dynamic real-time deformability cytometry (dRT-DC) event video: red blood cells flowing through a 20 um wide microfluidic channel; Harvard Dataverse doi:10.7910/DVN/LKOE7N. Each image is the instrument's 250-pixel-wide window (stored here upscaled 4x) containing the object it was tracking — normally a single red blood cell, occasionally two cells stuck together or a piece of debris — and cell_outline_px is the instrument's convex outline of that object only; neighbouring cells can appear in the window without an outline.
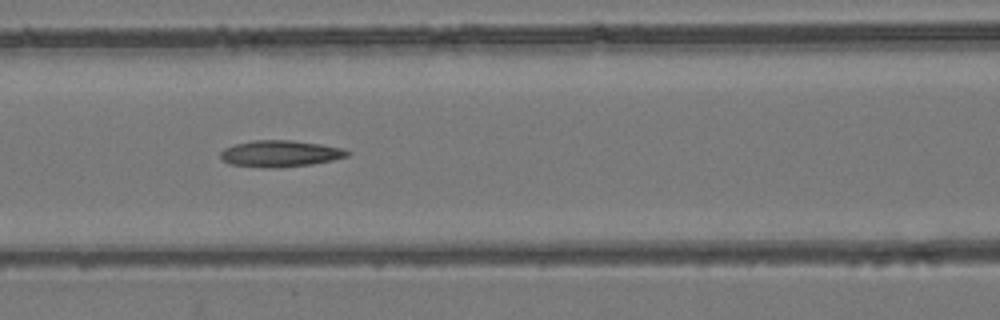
{"species": "common noctule bat (a hibernating species)", "species_latin": "Nyctalus noctula", "temperature_condition": "room temperature", "stored_images_in_passage": 9, "camera_frame_rate_fps": 3000, "um_per_image_px": 0.085, "animal": {"sex": "female", "body_mass_g": 24.6, "forearm_length_mm": 56.2}, "frame": {"image": 1, "passage_image": 7, "time_ms": 7.667, "image_size_px": [1000, 320], "cell_outline_px": [[352, 152], [348, 156], [332, 160], [312, 164], [276, 168], [272, 168], [228, 164], [220, 156], [220, 152], [224, 148], [236, 144], [256, 140], [292, 140], [320, 144], [340, 148]], "centroid_in_image_um": [23.82, 13.06], "position_along_channel_um": 142.8, "area_um2": 19.42}}
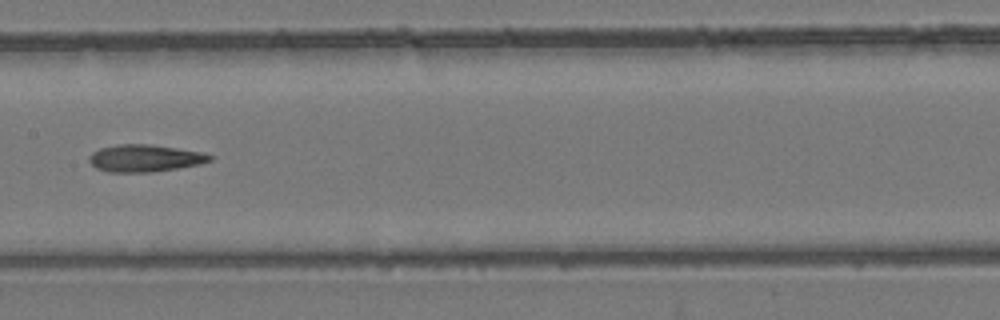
{"frame": {"image": 2, "passage_image": 8, "time_ms": 9.0, "image_size_px": [1000, 320], "cell_outline_px": [[212, 160], [200, 164], [152, 172], [108, 172], [96, 168], [88, 160], [88, 156], [92, 152], [100, 148], [120, 144], [144, 144], [176, 148], [200, 152], [212, 156]], "centroid_in_image_um": [12.26, 13.45], "position_along_channel_um": 195.1, "area_um2": 18.9}}
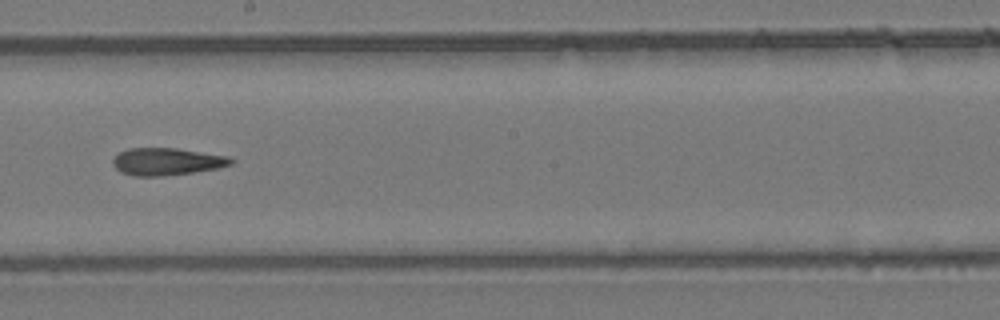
{"frame": {"image": 3, "passage_image": 9, "time_ms": 10.0, "image_size_px": [1000, 320], "cell_outline_px": [[232, 164], [216, 168], [192, 172], [160, 176], [132, 176], [120, 172], [112, 164], [112, 160], [120, 152], [128, 148], [176, 148], [228, 156], [232, 160]], "centroid_in_image_um": [14.13, 13.73], "position_along_channel_um": 234.1, "area_um2": 18.61}}